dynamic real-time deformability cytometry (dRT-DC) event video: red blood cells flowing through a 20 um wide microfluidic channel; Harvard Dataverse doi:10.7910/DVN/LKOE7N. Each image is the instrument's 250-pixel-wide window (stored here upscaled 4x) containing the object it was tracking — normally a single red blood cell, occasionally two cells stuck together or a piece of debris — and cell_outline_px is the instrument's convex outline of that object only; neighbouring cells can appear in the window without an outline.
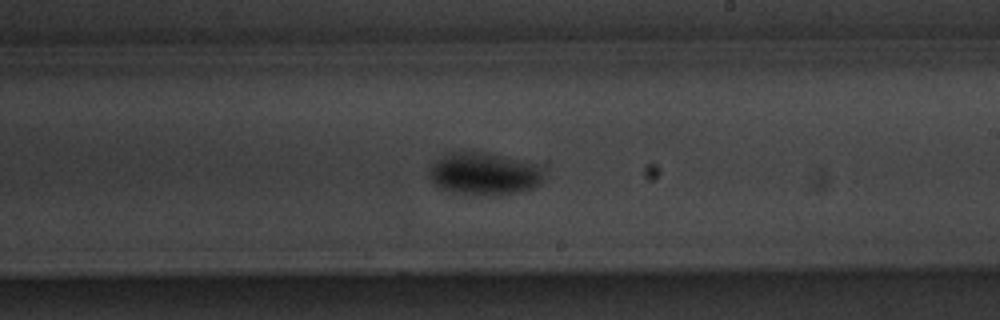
{"species": "common noctule bat (a hibernating species)", "species_latin": "Nyctalus noctula", "temperature_condition": "warm", "stored_images_in_passage": 55, "camera_frame_rate_fps": 3000, "um_per_image_px": 0.085, "animal": {"sex": "male", "body_mass_g": 20.1, "forearm_length_mm": 53.5}, "frame": {"image": 1, "passage_image": 32, "time_ms": 10.333, "image_size_px": [1000, 320], "cell_outline_px": [[544, 180], [540, 184], [524, 192], [464, 192], [444, 188], [436, 184], [432, 180], [432, 168], [436, 160], [448, 156], [464, 152], [476, 152], [500, 156], [540, 164], [544, 168]], "centroid_in_image_um": [41.33, 14.74], "position_along_channel_um": 247.7, "area_um2": 26.53}}
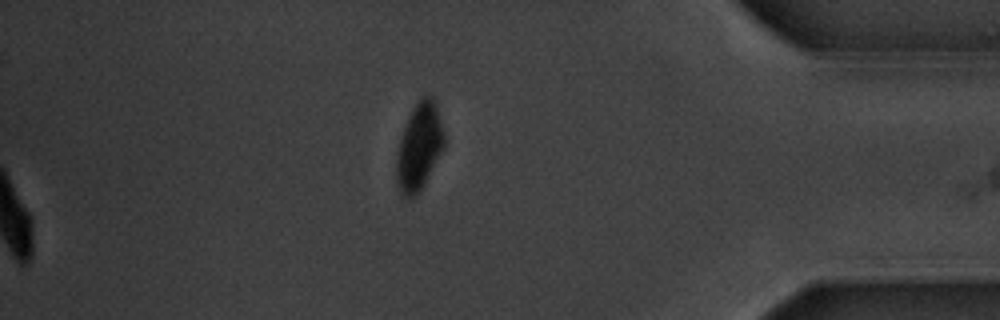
{"frame": {"image": 2, "passage_image": 55, "time_ms": 18.0, "image_size_px": [1000, 320], "cell_outline_px": [[444, 148], [420, 192], [412, 200], [404, 200], [396, 184], [396, 156], [400, 140], [408, 116], [412, 108], [420, 96], [432, 96], [436, 104], [444, 132]], "centroid_in_image_um": [35.61, 12.53], "position_along_channel_um": 399.6, "area_um2": 24.62}, "authors_computed_cell_mechanics": {"area_um2": 23.0044, "velocity_mm_per_s": 3.7363, "shape_relaxation_time_tau1_ms": 1.6983, "shape_relaxation_time_tau2_ms": null, "deformation_change_tau1": 0.1302, "deformation_change_tau2": null}}